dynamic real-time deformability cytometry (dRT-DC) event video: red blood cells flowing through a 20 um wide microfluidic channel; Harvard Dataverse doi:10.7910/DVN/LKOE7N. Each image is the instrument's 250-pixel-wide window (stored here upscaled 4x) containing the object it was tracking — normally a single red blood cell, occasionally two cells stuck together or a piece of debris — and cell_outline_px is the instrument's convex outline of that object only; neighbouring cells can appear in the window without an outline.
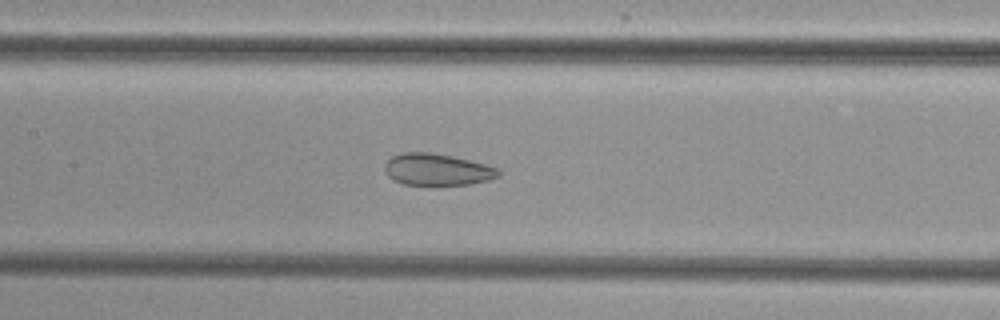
{"species": "common noctule bat (a hibernating species)", "species_latin": "Nyctalus noctula", "temperature_condition": "cold", "stored_images_in_passage": 49, "segment_of_instrument_passage": [2, 2], "camera_frame_rate_fps": 3000, "um_per_image_px": 0.085, "animal": {"sex": "female", "body_mass_g": 29.2, "forearm_length_mm": 56.3}, "frame": {"image": 1, "passage_image": 26, "time_ms": 8.333, "image_size_px": [1000, 320], "cell_outline_px": [[500, 176], [488, 180], [468, 184], [404, 184], [392, 180], [384, 172], [384, 164], [392, 156], [404, 152], [432, 152], [452, 156], [484, 164], [496, 168], [500, 172]], "centroid_in_image_um": [37.11, 14.4], "position_along_channel_um": 170.3, "area_um2": 20.87}}
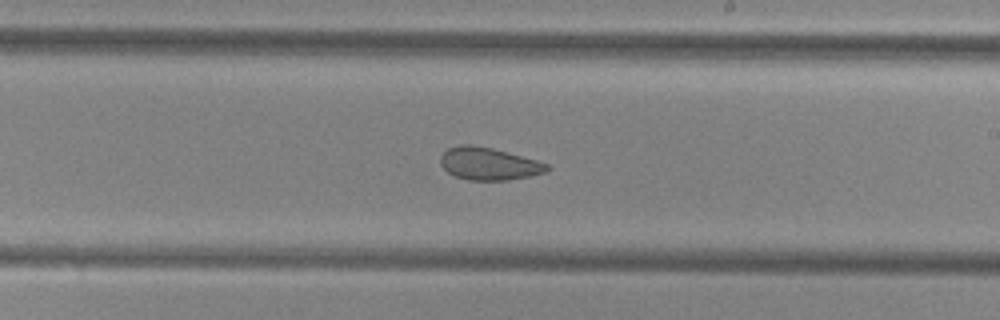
{"frame": {"image": 2, "passage_image": 32, "time_ms": 10.333, "image_size_px": [1000, 320], "cell_outline_px": [[552, 168], [548, 172], [508, 180], [468, 180], [456, 176], [448, 172], [440, 164], [440, 156], [448, 148], [460, 144], [468, 144], [492, 148], [552, 164]], "centroid_in_image_um": [41.59, 13.92], "position_along_channel_um": 247.4, "area_um2": 20.29}}
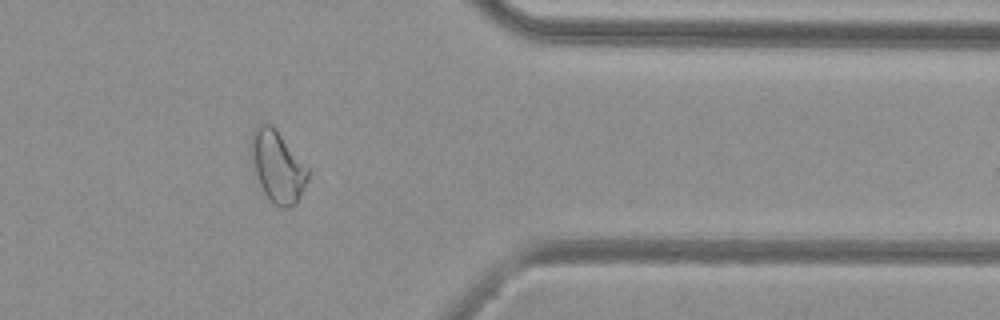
{"frame": {"image": 3, "passage_image": 44, "time_ms": 14.333, "image_size_px": [1000, 320], "cell_outline_px": [[308, 176], [300, 196], [296, 204], [288, 208], [280, 208], [272, 204], [264, 192], [252, 168], [252, 132], [260, 124], [272, 124], [308, 168]], "centroid_in_image_um": [23.58, 14.19], "position_along_channel_um": 387.8, "area_um2": 23.29}}